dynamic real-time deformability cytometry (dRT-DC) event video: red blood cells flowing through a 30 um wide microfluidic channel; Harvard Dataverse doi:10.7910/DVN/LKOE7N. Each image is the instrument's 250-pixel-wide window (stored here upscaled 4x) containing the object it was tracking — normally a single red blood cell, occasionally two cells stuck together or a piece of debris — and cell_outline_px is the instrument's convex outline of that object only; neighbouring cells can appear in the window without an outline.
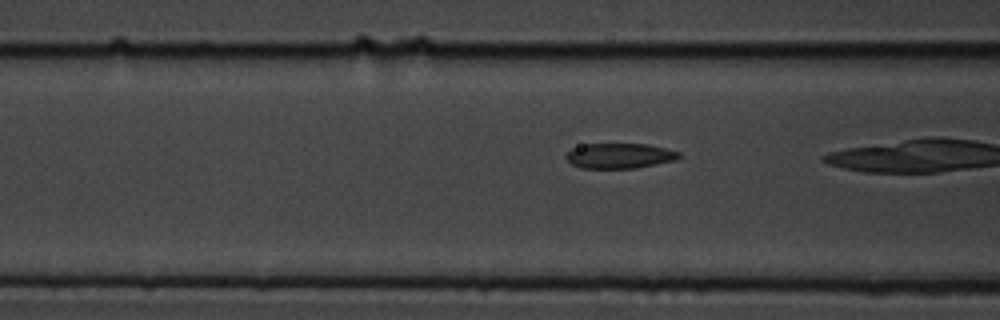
{"species": "common noctule bat (a hibernating species)", "species_latin": "Nyctalus noctula", "temperature_condition": "cold", "stored_images_in_passage": 21, "camera_frame_rate_fps": 3000, "um_per_image_px": 0.085, "animal": {"sex": "male", "body_mass_g": 19.5, "forearm_length_mm": 54.6}, "frame": {"image": 1, "passage_image": 18, "time_ms": 5.667, "image_size_px": [1000, 320], "cell_outline_px": [[680, 156], [676, 160], [636, 168], [580, 168], [572, 164], [564, 156], [572, 148], [584, 144], [648, 144], [680, 152]], "centroid_in_image_um": [52.65, 13.24], "position_along_channel_um": 114.0, "area_um2": 16.53}}